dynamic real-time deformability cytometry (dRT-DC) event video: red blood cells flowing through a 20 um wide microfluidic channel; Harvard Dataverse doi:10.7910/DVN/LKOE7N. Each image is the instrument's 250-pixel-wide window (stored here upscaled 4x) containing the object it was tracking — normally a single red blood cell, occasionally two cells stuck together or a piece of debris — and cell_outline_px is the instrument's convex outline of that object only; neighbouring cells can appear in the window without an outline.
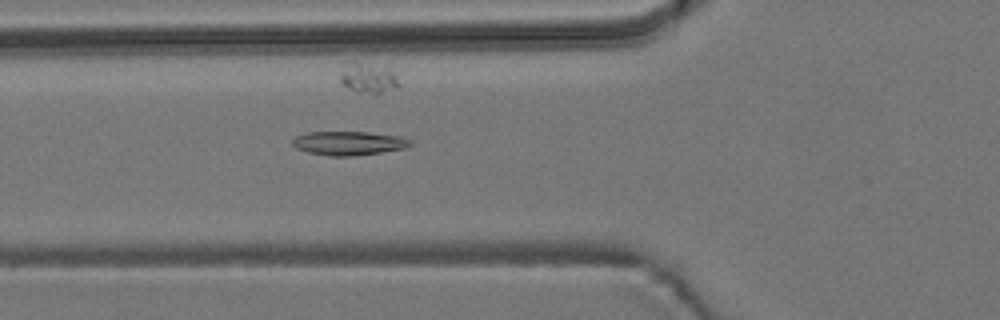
{"species": "common noctule bat (a hibernating species)", "species_latin": "Nyctalus noctula", "temperature_condition": "room temperature", "stored_images_in_passage": 45, "camera_frame_rate_fps": 3000, "um_per_image_px": 0.085, "animal": {"sex": "male", "body_mass_g": 19.2, "forearm_length_mm": 51.8}, "frame": {"image": 1, "passage_image": 9, "time_ms": 2.667, "image_size_px": [1000, 320], "cell_outline_px": [[412, 144], [404, 148], [380, 152], [352, 156], [328, 156], [308, 152], [296, 148], [292, 144], [292, 140], [296, 136], [304, 132], [368, 132], [400, 136], [412, 140]], "centroid_in_image_um": [29.62, 12.16], "position_along_channel_um": 96.2, "area_um2": 16.42}}
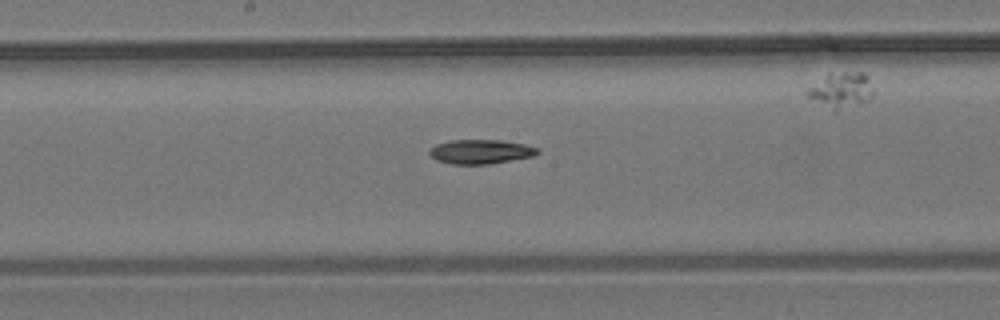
{"frame": {"image": 2, "passage_image": 18, "time_ms": 5.667, "image_size_px": [1000, 320], "cell_outline_px": [[540, 152], [536, 156], [488, 164], [452, 164], [436, 160], [428, 152], [436, 144], [452, 140], [500, 140], [524, 144], [540, 148]], "centroid_in_image_um": [40.91, 12.89], "position_along_channel_um": 207.3, "area_um2": 15.32}}
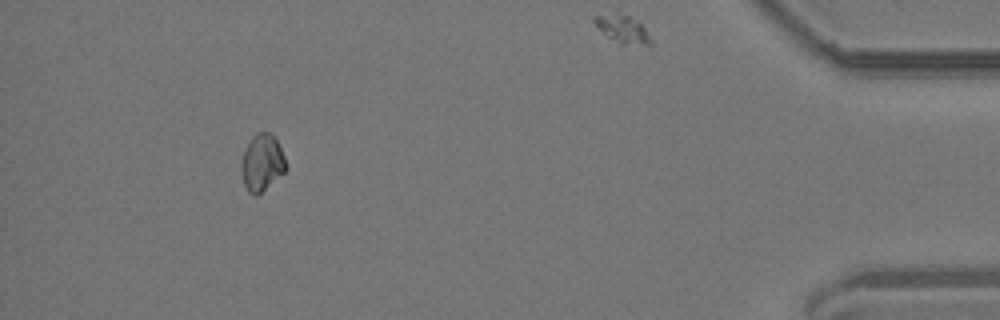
{"frame": {"image": 3, "passage_image": 40, "time_ms": 13.0, "image_size_px": [1000, 320], "cell_outline_px": [[288, 168], [284, 172], [256, 196], [252, 196], [248, 192], [244, 184], [240, 168], [240, 164], [244, 152], [252, 136], [256, 132], [268, 132], [276, 140], [284, 156]], "centroid_in_image_um": [22.25, 13.84], "position_along_channel_um": 412.9, "area_um2": 14.62}}